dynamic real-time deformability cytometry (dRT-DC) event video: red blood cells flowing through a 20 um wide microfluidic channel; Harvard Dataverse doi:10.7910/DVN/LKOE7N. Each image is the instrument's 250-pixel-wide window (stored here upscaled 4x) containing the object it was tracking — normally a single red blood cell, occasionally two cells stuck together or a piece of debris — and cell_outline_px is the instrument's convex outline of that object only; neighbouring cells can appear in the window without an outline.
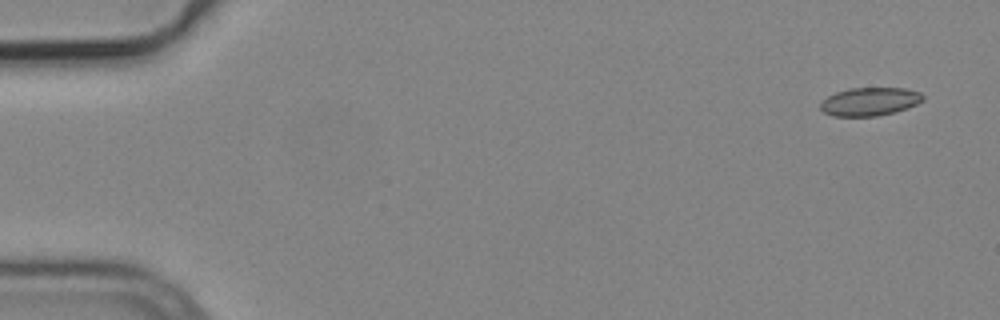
{"species": "common noctule bat (a hibernating species)", "species_latin": "Nyctalus noctula", "temperature_condition": "cold", "stored_images_in_passage": 2, "camera_frame_rate_fps": 3000, "um_per_image_px": 0.085, "animal": {"sex": "male", "body_mass_g": 19.2, "forearm_length_mm": 51.8}, "frame": {"image": 1, "passage_image": 1, "time_ms": 0.0, "image_size_px": [1000, 320], "cell_outline_px": [[924, 100], [908, 108], [896, 112], [876, 116], [832, 116], [824, 112], [820, 108], [820, 100], [836, 92], [848, 88], [904, 88], [920, 92], [924, 96]], "centroid_in_image_um": [73.92, 8.63], "position_along_channel_um": 11.1, "area_um2": 17.05}}